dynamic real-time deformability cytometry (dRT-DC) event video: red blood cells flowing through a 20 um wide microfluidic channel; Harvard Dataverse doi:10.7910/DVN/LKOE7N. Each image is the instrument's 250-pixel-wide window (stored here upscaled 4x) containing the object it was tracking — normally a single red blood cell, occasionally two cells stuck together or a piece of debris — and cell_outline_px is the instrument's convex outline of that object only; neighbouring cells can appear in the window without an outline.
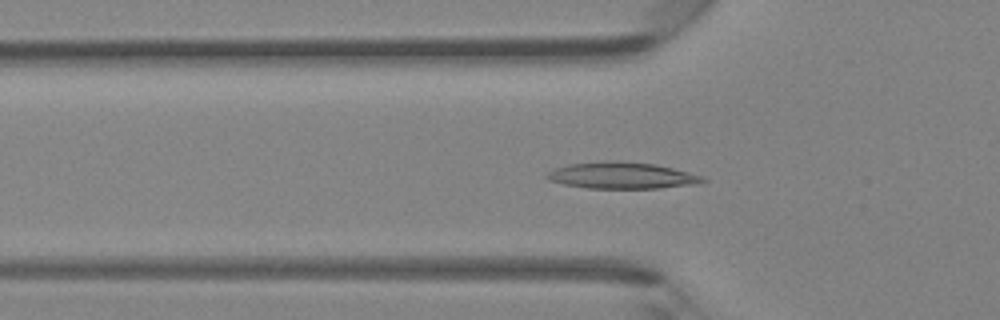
{"species": "Egyptian fruit bat (a non-hibernating species)", "species_latin": "Rousettus aegyptiacus", "temperature_condition": "room temperature", "stored_images_in_passage": 45, "camera_frame_rate_fps": 3000, "um_per_image_px": 0.085, "animal": {"sex": "female"}, "frame": {"image": 1, "passage_image": 14, "time_ms": 4.333, "image_size_px": [1000, 320], "cell_outline_px": [[708, 180], [700, 184], [660, 188], [588, 188], [564, 184], [548, 180], [544, 176], [552, 168], [568, 164], [604, 160], [620, 160], [656, 164], [704, 176]], "centroid_in_image_um": [52.86, 14.9], "position_along_channel_um": 72.9, "area_um2": 24.51}}
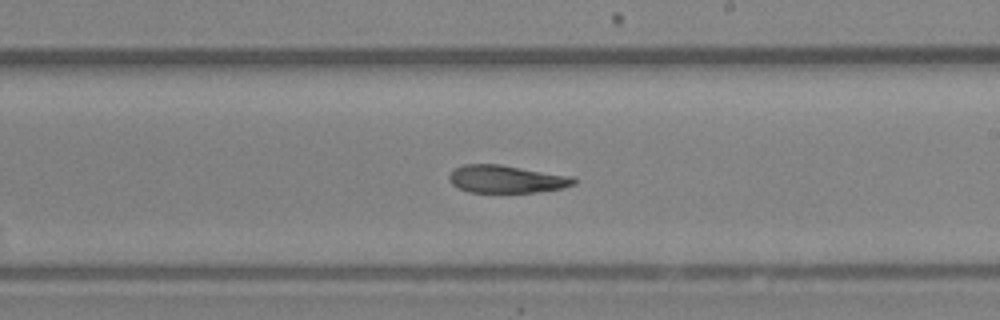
{"frame": {"image": 2, "passage_image": 26, "time_ms": 8.333, "image_size_px": [1000, 320], "cell_outline_px": [[576, 184], [560, 188], [536, 192], [468, 192], [452, 184], [448, 180], [448, 176], [452, 168], [464, 164], [500, 164], [572, 176], [576, 180]], "centroid_in_image_um": [43.0, 15.21], "position_along_channel_um": 246.0, "area_um2": 20.17}}
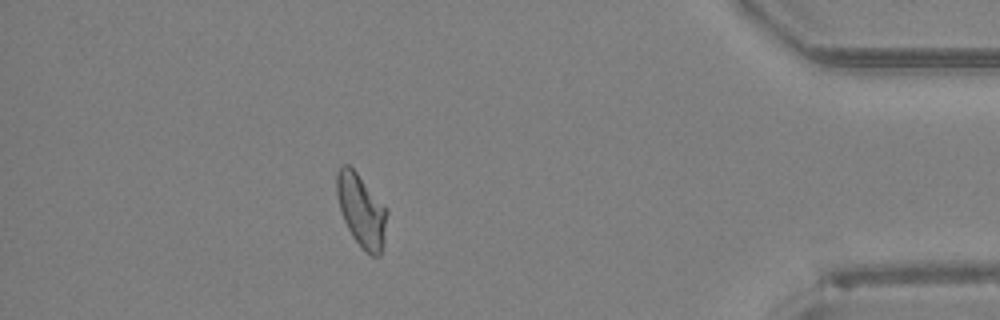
{"frame": {"image": 3, "passage_image": 40, "time_ms": 13.0, "image_size_px": [1000, 320], "cell_outline_px": [[388, 212], [384, 244], [380, 256], [372, 256], [352, 236], [344, 220], [340, 208], [336, 192], [336, 172], [340, 164], [348, 164], [356, 172]], "centroid_in_image_um": [30.7, 17.88], "position_along_channel_um": 404.5, "area_um2": 20.87}}